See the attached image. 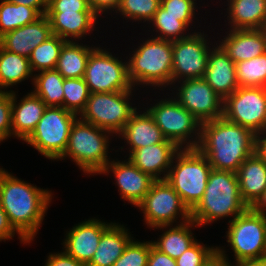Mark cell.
<instances>
[{"label": "cell", "instance_id": "cell-39", "mask_svg": "<svg viewBox=\"0 0 266 266\" xmlns=\"http://www.w3.org/2000/svg\"><path fill=\"white\" fill-rule=\"evenodd\" d=\"M217 253V246H207L196 240L176 259L177 266H205Z\"/></svg>", "mask_w": 266, "mask_h": 266}, {"label": "cell", "instance_id": "cell-33", "mask_svg": "<svg viewBox=\"0 0 266 266\" xmlns=\"http://www.w3.org/2000/svg\"><path fill=\"white\" fill-rule=\"evenodd\" d=\"M41 16L35 8L1 0L0 37L9 31L35 22Z\"/></svg>", "mask_w": 266, "mask_h": 266}, {"label": "cell", "instance_id": "cell-47", "mask_svg": "<svg viewBox=\"0 0 266 266\" xmlns=\"http://www.w3.org/2000/svg\"><path fill=\"white\" fill-rule=\"evenodd\" d=\"M11 3L35 8L41 15H46L48 0H5Z\"/></svg>", "mask_w": 266, "mask_h": 266}, {"label": "cell", "instance_id": "cell-50", "mask_svg": "<svg viewBox=\"0 0 266 266\" xmlns=\"http://www.w3.org/2000/svg\"><path fill=\"white\" fill-rule=\"evenodd\" d=\"M233 262L234 263H231V266H266V257Z\"/></svg>", "mask_w": 266, "mask_h": 266}, {"label": "cell", "instance_id": "cell-26", "mask_svg": "<svg viewBox=\"0 0 266 266\" xmlns=\"http://www.w3.org/2000/svg\"><path fill=\"white\" fill-rule=\"evenodd\" d=\"M128 230L123 224L114 222L102 234L98 248L87 266H113L134 238Z\"/></svg>", "mask_w": 266, "mask_h": 266}, {"label": "cell", "instance_id": "cell-31", "mask_svg": "<svg viewBox=\"0 0 266 266\" xmlns=\"http://www.w3.org/2000/svg\"><path fill=\"white\" fill-rule=\"evenodd\" d=\"M33 76L29 58L10 52L0 46V91L7 92L8 88H12V86L29 78L33 82Z\"/></svg>", "mask_w": 266, "mask_h": 266}, {"label": "cell", "instance_id": "cell-36", "mask_svg": "<svg viewBox=\"0 0 266 266\" xmlns=\"http://www.w3.org/2000/svg\"><path fill=\"white\" fill-rule=\"evenodd\" d=\"M63 92V108L79 116L91 94L84 78H64Z\"/></svg>", "mask_w": 266, "mask_h": 266}, {"label": "cell", "instance_id": "cell-2", "mask_svg": "<svg viewBox=\"0 0 266 266\" xmlns=\"http://www.w3.org/2000/svg\"><path fill=\"white\" fill-rule=\"evenodd\" d=\"M256 134L220 117L201 123L197 149L212 169L236 173L240 165L255 153Z\"/></svg>", "mask_w": 266, "mask_h": 266}, {"label": "cell", "instance_id": "cell-14", "mask_svg": "<svg viewBox=\"0 0 266 266\" xmlns=\"http://www.w3.org/2000/svg\"><path fill=\"white\" fill-rule=\"evenodd\" d=\"M204 33L195 30L187 38L172 41L171 86L183 80L204 77L211 50L209 45H212L208 34Z\"/></svg>", "mask_w": 266, "mask_h": 266}, {"label": "cell", "instance_id": "cell-4", "mask_svg": "<svg viewBox=\"0 0 266 266\" xmlns=\"http://www.w3.org/2000/svg\"><path fill=\"white\" fill-rule=\"evenodd\" d=\"M152 37V38H150ZM143 39L129 56L128 76L135 89L138 86L164 91L171 87L173 51L172 41L154 38ZM145 40V41H144ZM142 85V86H140ZM137 86V87H136ZM164 89V90H163Z\"/></svg>", "mask_w": 266, "mask_h": 266}, {"label": "cell", "instance_id": "cell-17", "mask_svg": "<svg viewBox=\"0 0 266 266\" xmlns=\"http://www.w3.org/2000/svg\"><path fill=\"white\" fill-rule=\"evenodd\" d=\"M114 222H105L100 219L89 218L74 225L62 241V248L68 255L72 256L79 262L88 264L96 252L102 234Z\"/></svg>", "mask_w": 266, "mask_h": 266}, {"label": "cell", "instance_id": "cell-34", "mask_svg": "<svg viewBox=\"0 0 266 266\" xmlns=\"http://www.w3.org/2000/svg\"><path fill=\"white\" fill-rule=\"evenodd\" d=\"M65 42V39L53 34L43 43L38 45L29 57V64L33 74L44 70L55 69L60 50Z\"/></svg>", "mask_w": 266, "mask_h": 266}, {"label": "cell", "instance_id": "cell-43", "mask_svg": "<svg viewBox=\"0 0 266 266\" xmlns=\"http://www.w3.org/2000/svg\"><path fill=\"white\" fill-rule=\"evenodd\" d=\"M18 234V239L23 244H29L11 225L8 216L0 204V241L12 240L15 234Z\"/></svg>", "mask_w": 266, "mask_h": 266}, {"label": "cell", "instance_id": "cell-11", "mask_svg": "<svg viewBox=\"0 0 266 266\" xmlns=\"http://www.w3.org/2000/svg\"><path fill=\"white\" fill-rule=\"evenodd\" d=\"M136 207L142 211L147 228L151 229L191 220V211L166 180H156Z\"/></svg>", "mask_w": 266, "mask_h": 266}, {"label": "cell", "instance_id": "cell-13", "mask_svg": "<svg viewBox=\"0 0 266 266\" xmlns=\"http://www.w3.org/2000/svg\"><path fill=\"white\" fill-rule=\"evenodd\" d=\"M223 117L258 134L266 129V87H238L223 100Z\"/></svg>", "mask_w": 266, "mask_h": 266}, {"label": "cell", "instance_id": "cell-21", "mask_svg": "<svg viewBox=\"0 0 266 266\" xmlns=\"http://www.w3.org/2000/svg\"><path fill=\"white\" fill-rule=\"evenodd\" d=\"M243 202L255 208L266 193V161L256 152L236 172Z\"/></svg>", "mask_w": 266, "mask_h": 266}, {"label": "cell", "instance_id": "cell-22", "mask_svg": "<svg viewBox=\"0 0 266 266\" xmlns=\"http://www.w3.org/2000/svg\"><path fill=\"white\" fill-rule=\"evenodd\" d=\"M228 30L225 37L217 40V44L234 63L252 59L266 52L264 36L259 29Z\"/></svg>", "mask_w": 266, "mask_h": 266}, {"label": "cell", "instance_id": "cell-48", "mask_svg": "<svg viewBox=\"0 0 266 266\" xmlns=\"http://www.w3.org/2000/svg\"><path fill=\"white\" fill-rule=\"evenodd\" d=\"M224 247L217 246V253L210 259L205 266H231V260H229Z\"/></svg>", "mask_w": 266, "mask_h": 266}, {"label": "cell", "instance_id": "cell-29", "mask_svg": "<svg viewBox=\"0 0 266 266\" xmlns=\"http://www.w3.org/2000/svg\"><path fill=\"white\" fill-rule=\"evenodd\" d=\"M96 46L66 41L59 54L56 70L64 78H84L87 62L91 51Z\"/></svg>", "mask_w": 266, "mask_h": 266}, {"label": "cell", "instance_id": "cell-32", "mask_svg": "<svg viewBox=\"0 0 266 266\" xmlns=\"http://www.w3.org/2000/svg\"><path fill=\"white\" fill-rule=\"evenodd\" d=\"M64 77L56 70H44L34 74L31 90L47 106L63 107Z\"/></svg>", "mask_w": 266, "mask_h": 266}, {"label": "cell", "instance_id": "cell-20", "mask_svg": "<svg viewBox=\"0 0 266 266\" xmlns=\"http://www.w3.org/2000/svg\"><path fill=\"white\" fill-rule=\"evenodd\" d=\"M213 43L203 79L224 100L239 87L236 67L217 42Z\"/></svg>", "mask_w": 266, "mask_h": 266}, {"label": "cell", "instance_id": "cell-18", "mask_svg": "<svg viewBox=\"0 0 266 266\" xmlns=\"http://www.w3.org/2000/svg\"><path fill=\"white\" fill-rule=\"evenodd\" d=\"M179 150L173 141L166 139L164 142L134 150L128 159L153 179L165 180L172 160Z\"/></svg>", "mask_w": 266, "mask_h": 266}, {"label": "cell", "instance_id": "cell-12", "mask_svg": "<svg viewBox=\"0 0 266 266\" xmlns=\"http://www.w3.org/2000/svg\"><path fill=\"white\" fill-rule=\"evenodd\" d=\"M98 46L89 55L84 75L90 93L133 90L128 76V56L123 62L119 56L113 55L110 49L108 51Z\"/></svg>", "mask_w": 266, "mask_h": 266}, {"label": "cell", "instance_id": "cell-7", "mask_svg": "<svg viewBox=\"0 0 266 266\" xmlns=\"http://www.w3.org/2000/svg\"><path fill=\"white\" fill-rule=\"evenodd\" d=\"M157 99L146 109L160 128L163 136L180 149L197 148L200 141L201 122L185 109L172 95ZM159 100V101H158Z\"/></svg>", "mask_w": 266, "mask_h": 266}, {"label": "cell", "instance_id": "cell-52", "mask_svg": "<svg viewBox=\"0 0 266 266\" xmlns=\"http://www.w3.org/2000/svg\"><path fill=\"white\" fill-rule=\"evenodd\" d=\"M259 30L261 31L262 35L264 36V40H265V43H266V20L260 26Z\"/></svg>", "mask_w": 266, "mask_h": 266}, {"label": "cell", "instance_id": "cell-38", "mask_svg": "<svg viewBox=\"0 0 266 266\" xmlns=\"http://www.w3.org/2000/svg\"><path fill=\"white\" fill-rule=\"evenodd\" d=\"M149 254L150 240L141 242L133 238L113 266H147Z\"/></svg>", "mask_w": 266, "mask_h": 266}, {"label": "cell", "instance_id": "cell-6", "mask_svg": "<svg viewBox=\"0 0 266 266\" xmlns=\"http://www.w3.org/2000/svg\"><path fill=\"white\" fill-rule=\"evenodd\" d=\"M211 170L197 148H183L175 154L165 180L191 211L204 195Z\"/></svg>", "mask_w": 266, "mask_h": 266}, {"label": "cell", "instance_id": "cell-49", "mask_svg": "<svg viewBox=\"0 0 266 266\" xmlns=\"http://www.w3.org/2000/svg\"><path fill=\"white\" fill-rule=\"evenodd\" d=\"M255 152L266 161V129L256 134Z\"/></svg>", "mask_w": 266, "mask_h": 266}, {"label": "cell", "instance_id": "cell-53", "mask_svg": "<svg viewBox=\"0 0 266 266\" xmlns=\"http://www.w3.org/2000/svg\"><path fill=\"white\" fill-rule=\"evenodd\" d=\"M7 170H5L4 168H1L0 167V181H1V178L2 176L4 175V173L6 172Z\"/></svg>", "mask_w": 266, "mask_h": 266}, {"label": "cell", "instance_id": "cell-23", "mask_svg": "<svg viewBox=\"0 0 266 266\" xmlns=\"http://www.w3.org/2000/svg\"><path fill=\"white\" fill-rule=\"evenodd\" d=\"M12 91V137L25 141L36 128L47 105L32 91L17 102V91Z\"/></svg>", "mask_w": 266, "mask_h": 266}, {"label": "cell", "instance_id": "cell-46", "mask_svg": "<svg viewBox=\"0 0 266 266\" xmlns=\"http://www.w3.org/2000/svg\"><path fill=\"white\" fill-rule=\"evenodd\" d=\"M121 0H89L91 9L99 16L107 13L113 15L119 7ZM110 11V12H109ZM102 13V14H101Z\"/></svg>", "mask_w": 266, "mask_h": 266}, {"label": "cell", "instance_id": "cell-44", "mask_svg": "<svg viewBox=\"0 0 266 266\" xmlns=\"http://www.w3.org/2000/svg\"><path fill=\"white\" fill-rule=\"evenodd\" d=\"M44 266H87L79 262L72 256L68 255L64 250L62 252L50 253Z\"/></svg>", "mask_w": 266, "mask_h": 266}, {"label": "cell", "instance_id": "cell-9", "mask_svg": "<svg viewBox=\"0 0 266 266\" xmlns=\"http://www.w3.org/2000/svg\"><path fill=\"white\" fill-rule=\"evenodd\" d=\"M135 91L134 88L128 91L91 93L79 118L117 137L137 110V106H132L134 104L130 102Z\"/></svg>", "mask_w": 266, "mask_h": 266}, {"label": "cell", "instance_id": "cell-27", "mask_svg": "<svg viewBox=\"0 0 266 266\" xmlns=\"http://www.w3.org/2000/svg\"><path fill=\"white\" fill-rule=\"evenodd\" d=\"M198 227L193 220L174 226L155 227L153 229L165 230L157 240L152 241V244L160 252L176 260L197 240L193 235L192 228Z\"/></svg>", "mask_w": 266, "mask_h": 266}, {"label": "cell", "instance_id": "cell-25", "mask_svg": "<svg viewBox=\"0 0 266 266\" xmlns=\"http://www.w3.org/2000/svg\"><path fill=\"white\" fill-rule=\"evenodd\" d=\"M46 16L52 33L66 41L85 39L99 22V16L95 12H46Z\"/></svg>", "mask_w": 266, "mask_h": 266}, {"label": "cell", "instance_id": "cell-16", "mask_svg": "<svg viewBox=\"0 0 266 266\" xmlns=\"http://www.w3.org/2000/svg\"><path fill=\"white\" fill-rule=\"evenodd\" d=\"M114 174L120 199L128 201L136 207L150 191L152 184L156 181L150 175L142 172L129 159L111 160L100 174Z\"/></svg>", "mask_w": 266, "mask_h": 266}, {"label": "cell", "instance_id": "cell-42", "mask_svg": "<svg viewBox=\"0 0 266 266\" xmlns=\"http://www.w3.org/2000/svg\"><path fill=\"white\" fill-rule=\"evenodd\" d=\"M94 12L89 0H48L47 12Z\"/></svg>", "mask_w": 266, "mask_h": 266}, {"label": "cell", "instance_id": "cell-37", "mask_svg": "<svg viewBox=\"0 0 266 266\" xmlns=\"http://www.w3.org/2000/svg\"><path fill=\"white\" fill-rule=\"evenodd\" d=\"M160 6L161 0H121L115 13L125 20H133L132 23L143 21L148 24Z\"/></svg>", "mask_w": 266, "mask_h": 266}, {"label": "cell", "instance_id": "cell-5", "mask_svg": "<svg viewBox=\"0 0 266 266\" xmlns=\"http://www.w3.org/2000/svg\"><path fill=\"white\" fill-rule=\"evenodd\" d=\"M110 136L115 137L108 130L78 117L71 127L67 147L57 161L68 157L86 175H100V172L112 160L108 155L109 144H111L109 142H112Z\"/></svg>", "mask_w": 266, "mask_h": 266}, {"label": "cell", "instance_id": "cell-3", "mask_svg": "<svg viewBox=\"0 0 266 266\" xmlns=\"http://www.w3.org/2000/svg\"><path fill=\"white\" fill-rule=\"evenodd\" d=\"M248 206L243 202L236 173L212 169L199 203L191 210V220L199 227L222 218L241 215Z\"/></svg>", "mask_w": 266, "mask_h": 266}, {"label": "cell", "instance_id": "cell-15", "mask_svg": "<svg viewBox=\"0 0 266 266\" xmlns=\"http://www.w3.org/2000/svg\"><path fill=\"white\" fill-rule=\"evenodd\" d=\"M171 88L176 91L171 89L172 96L201 123L223 117V99L203 78L183 80Z\"/></svg>", "mask_w": 266, "mask_h": 266}, {"label": "cell", "instance_id": "cell-30", "mask_svg": "<svg viewBox=\"0 0 266 266\" xmlns=\"http://www.w3.org/2000/svg\"><path fill=\"white\" fill-rule=\"evenodd\" d=\"M195 19L197 20L198 18L196 16H172L171 14H164V8L160 6L152 20L148 23V27L152 24L150 28L157 34L154 35V38L175 41L187 38L192 34L188 29L195 28L192 27Z\"/></svg>", "mask_w": 266, "mask_h": 266}, {"label": "cell", "instance_id": "cell-1", "mask_svg": "<svg viewBox=\"0 0 266 266\" xmlns=\"http://www.w3.org/2000/svg\"><path fill=\"white\" fill-rule=\"evenodd\" d=\"M52 191L37 187L6 171L0 181V204L13 228L30 244L50 207Z\"/></svg>", "mask_w": 266, "mask_h": 266}, {"label": "cell", "instance_id": "cell-8", "mask_svg": "<svg viewBox=\"0 0 266 266\" xmlns=\"http://www.w3.org/2000/svg\"><path fill=\"white\" fill-rule=\"evenodd\" d=\"M227 224L225 236L235 262L266 257V212L248 207Z\"/></svg>", "mask_w": 266, "mask_h": 266}, {"label": "cell", "instance_id": "cell-10", "mask_svg": "<svg viewBox=\"0 0 266 266\" xmlns=\"http://www.w3.org/2000/svg\"><path fill=\"white\" fill-rule=\"evenodd\" d=\"M78 115L63 107L47 106L31 135L24 141L50 160L65 151L71 127Z\"/></svg>", "mask_w": 266, "mask_h": 266}, {"label": "cell", "instance_id": "cell-45", "mask_svg": "<svg viewBox=\"0 0 266 266\" xmlns=\"http://www.w3.org/2000/svg\"><path fill=\"white\" fill-rule=\"evenodd\" d=\"M147 266H177V263L175 259L156 249L151 240Z\"/></svg>", "mask_w": 266, "mask_h": 266}, {"label": "cell", "instance_id": "cell-19", "mask_svg": "<svg viewBox=\"0 0 266 266\" xmlns=\"http://www.w3.org/2000/svg\"><path fill=\"white\" fill-rule=\"evenodd\" d=\"M53 35L48 17L9 31L0 37V46L10 52L30 57L32 51Z\"/></svg>", "mask_w": 266, "mask_h": 266}, {"label": "cell", "instance_id": "cell-41", "mask_svg": "<svg viewBox=\"0 0 266 266\" xmlns=\"http://www.w3.org/2000/svg\"><path fill=\"white\" fill-rule=\"evenodd\" d=\"M197 0H161L164 14L172 16H196Z\"/></svg>", "mask_w": 266, "mask_h": 266}, {"label": "cell", "instance_id": "cell-24", "mask_svg": "<svg viewBox=\"0 0 266 266\" xmlns=\"http://www.w3.org/2000/svg\"><path fill=\"white\" fill-rule=\"evenodd\" d=\"M138 108L130 117L123 130L117 135L124 143L129 146L130 155L134 150L164 142L160 128L155 123L153 117L145 109L143 112ZM142 112V113H141Z\"/></svg>", "mask_w": 266, "mask_h": 266}, {"label": "cell", "instance_id": "cell-51", "mask_svg": "<svg viewBox=\"0 0 266 266\" xmlns=\"http://www.w3.org/2000/svg\"><path fill=\"white\" fill-rule=\"evenodd\" d=\"M255 208L266 212V193L263 200Z\"/></svg>", "mask_w": 266, "mask_h": 266}, {"label": "cell", "instance_id": "cell-35", "mask_svg": "<svg viewBox=\"0 0 266 266\" xmlns=\"http://www.w3.org/2000/svg\"><path fill=\"white\" fill-rule=\"evenodd\" d=\"M239 87H266V52L235 63Z\"/></svg>", "mask_w": 266, "mask_h": 266}, {"label": "cell", "instance_id": "cell-28", "mask_svg": "<svg viewBox=\"0 0 266 266\" xmlns=\"http://www.w3.org/2000/svg\"><path fill=\"white\" fill-rule=\"evenodd\" d=\"M225 6L227 29H259L266 20V0H231Z\"/></svg>", "mask_w": 266, "mask_h": 266}, {"label": "cell", "instance_id": "cell-40", "mask_svg": "<svg viewBox=\"0 0 266 266\" xmlns=\"http://www.w3.org/2000/svg\"><path fill=\"white\" fill-rule=\"evenodd\" d=\"M12 91H0V142L12 136Z\"/></svg>", "mask_w": 266, "mask_h": 266}]
</instances>
